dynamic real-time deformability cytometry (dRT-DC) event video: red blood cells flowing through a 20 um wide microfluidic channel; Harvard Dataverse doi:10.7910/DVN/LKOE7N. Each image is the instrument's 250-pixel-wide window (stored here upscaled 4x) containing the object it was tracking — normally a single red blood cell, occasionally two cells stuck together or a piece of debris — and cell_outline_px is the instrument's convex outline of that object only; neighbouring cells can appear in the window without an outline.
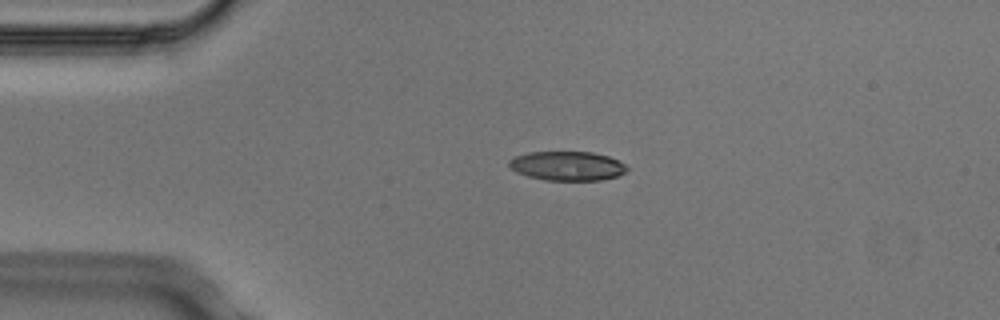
{"species": "Egyptian fruit bat (a non-hibernating species)", "species_latin": "Rousettus aegyptiacus", "temperature_condition": "cold", "stored_images_in_passage": 3, "camera_frame_rate_fps": 3000, "um_per_image_px": 0.085, "animal": {"sex": "male"}, "frame": {"image": 1, "passage_image": 2, "time_ms": 0.333, "image_size_px": [1000, 320], "cell_outline_px": [[628, 168], [624, 172], [616, 176], [600, 180], [544, 180], [528, 176], [516, 172], [508, 164], [508, 160], [512, 156], [528, 152], [592, 152], [608, 156], [624, 164]], "centroid_in_image_um": [48.16, 14.09], "position_along_channel_um": 36.8, "area_um2": 20.0}}